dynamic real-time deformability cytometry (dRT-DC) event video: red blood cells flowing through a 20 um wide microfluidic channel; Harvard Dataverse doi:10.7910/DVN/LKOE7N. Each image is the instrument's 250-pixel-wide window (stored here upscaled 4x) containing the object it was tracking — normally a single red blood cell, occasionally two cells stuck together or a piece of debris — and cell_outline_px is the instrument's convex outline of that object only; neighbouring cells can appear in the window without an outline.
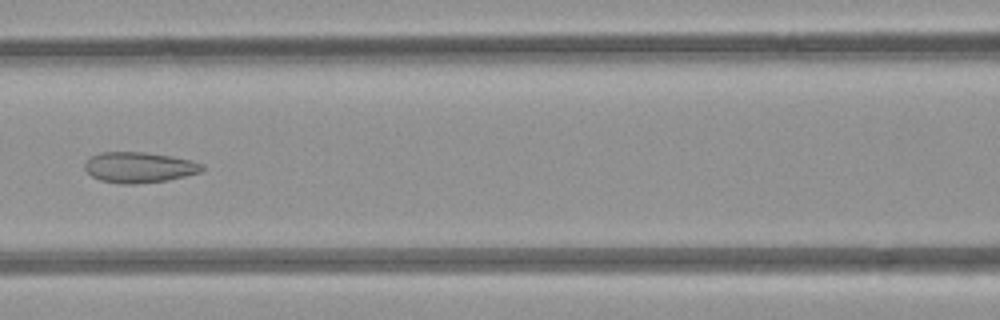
{"species": "common noctule bat (a hibernating species)", "species_latin": "Nyctalus noctula", "temperature_condition": "room temperature", "stored_images_in_passage": 8, "camera_frame_rate_fps": 3000, "um_per_image_px": 0.085, "animal": {"sex": "female", "body_mass_g": 21.9}, "frame": {"image": 1, "passage_image": 7, "time_ms": 7.0, "image_size_px": [1000, 320], "cell_outline_px": [[204, 168], [200, 172], [168, 180], [136, 184], [120, 184], [100, 180], [92, 176], [84, 168], [84, 164], [92, 156], [100, 152], [144, 152], [172, 156], [192, 160], [204, 164]], "centroid_in_image_um": [11.84, 14.22], "position_along_channel_um": 154.8, "area_um2": 20.98}}
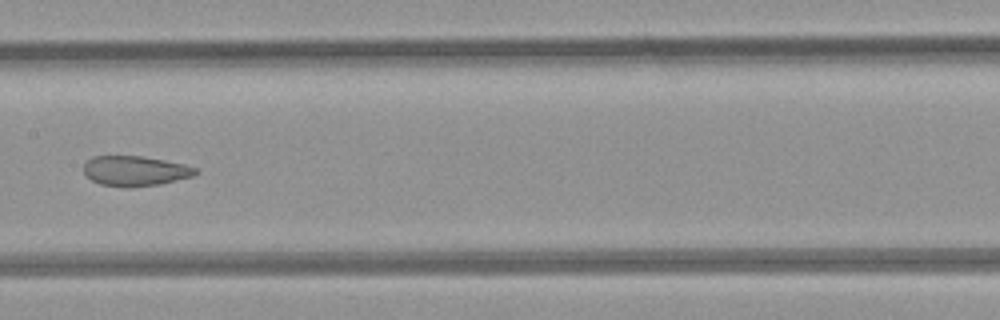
{"frame": {"image": 2, "passage_image": 8, "time_ms": 8.0, "image_size_px": [1000, 320], "cell_outline_px": [[200, 172], [192, 176], [160, 184], [132, 188], [128, 188], [100, 184], [92, 180], [84, 172], [84, 164], [92, 156], [144, 156], [184, 164], [196, 168]], "centroid_in_image_um": [11.49, 14.53], "position_along_channel_um": 195.9, "area_um2": 19.65}}